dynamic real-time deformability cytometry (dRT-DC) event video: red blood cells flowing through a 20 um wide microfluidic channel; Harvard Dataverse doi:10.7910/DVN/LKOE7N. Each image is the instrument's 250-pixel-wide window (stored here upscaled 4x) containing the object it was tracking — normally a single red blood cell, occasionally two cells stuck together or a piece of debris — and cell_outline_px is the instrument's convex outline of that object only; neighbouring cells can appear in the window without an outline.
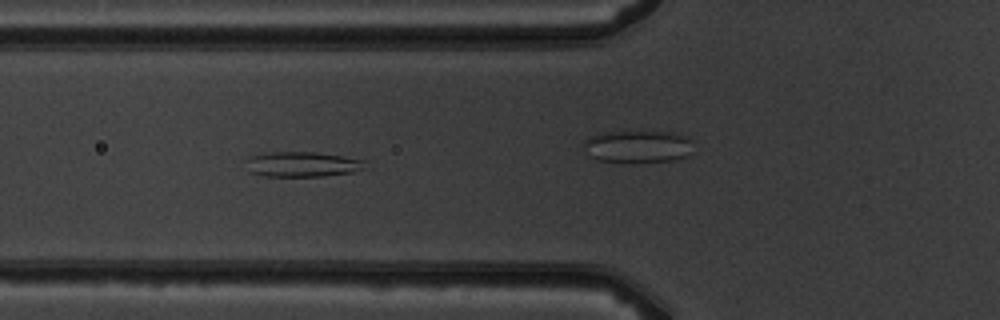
{"species": "common noctule bat (a hibernating species)", "species_latin": "Nyctalus noctula", "temperature_condition": "warm", "stored_images_in_passage": 4, "camera_frame_rate_fps": 3000, "um_per_image_px": 0.085, "animal": {"sex": "male", "body_mass_g": 19.5, "forearm_length_mm": 54.6}, "frame": {"image": 1, "passage_image": 4, "time_ms": 4.333, "image_size_px": [1000, 320], "cell_outline_px": [[364, 168], [352, 172], [324, 176], [264, 176], [248, 172], [244, 160], [248, 156], [264, 152], [312, 152], [340, 156], [364, 160]], "centroid_in_image_um": [25.57, 13.96], "position_along_channel_um": 100.2, "area_um2": 17.51}}